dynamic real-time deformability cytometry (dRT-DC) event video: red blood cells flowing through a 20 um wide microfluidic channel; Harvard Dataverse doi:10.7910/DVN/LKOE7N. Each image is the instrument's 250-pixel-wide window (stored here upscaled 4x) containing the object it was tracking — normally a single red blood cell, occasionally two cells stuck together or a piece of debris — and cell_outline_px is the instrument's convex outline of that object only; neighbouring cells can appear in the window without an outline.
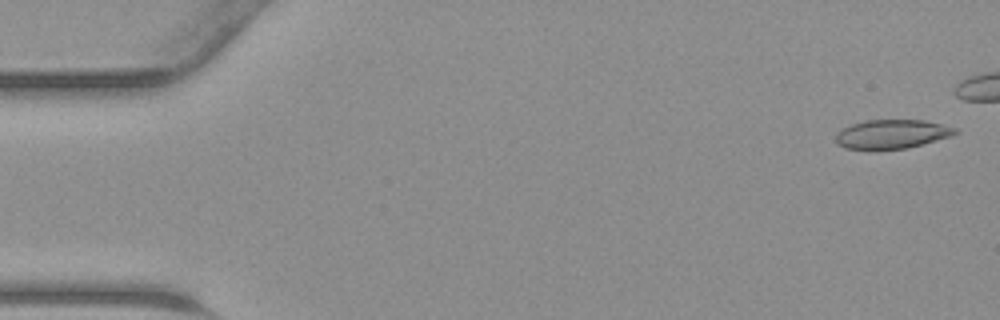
{"species": "common noctule bat (a hibernating species)", "species_latin": "Nyctalus noctula", "temperature_condition": "warm", "stored_images_in_passage": 36, "camera_frame_rate_fps": 3000, "um_per_image_px": 0.085, "animal": {"sex": "male", "body_mass_g": 23.1, "forearm_length_mm": 52.7}, "frame": {"image": 1, "passage_image": 1, "time_ms": 0.0, "image_size_px": [1000, 320], "cell_outline_px": [[960, 132], [952, 136], [908, 148], [872, 152], [868, 152], [844, 148], [836, 144], [836, 132], [852, 124], [864, 120], [924, 120], [956, 128]], "centroid_in_image_um": [75.75, 11.44], "position_along_channel_um": 9.2, "area_um2": 20.92}}
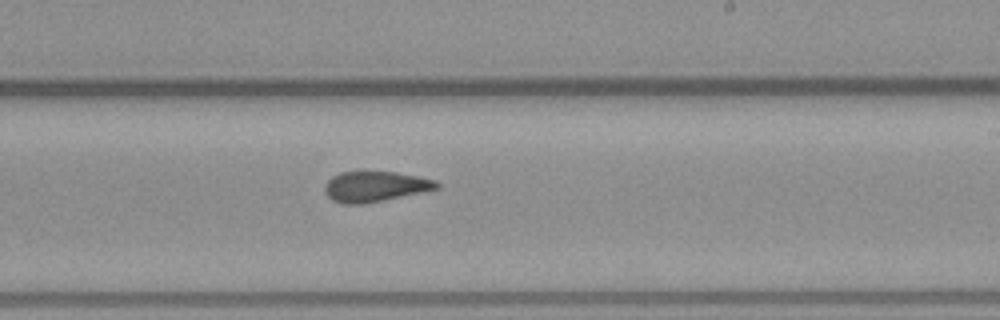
{"frame": {"image": 2, "passage_image": 26, "time_ms": 8.333, "image_size_px": [1000, 320], "cell_outline_px": [[440, 188], [364, 204], [344, 204], [332, 200], [324, 192], [324, 184], [332, 176], [340, 172], [396, 172], [436, 180], [440, 184]], "centroid_in_image_um": [31.86, 15.85], "position_along_channel_um": 257.1, "area_um2": 19.77}}
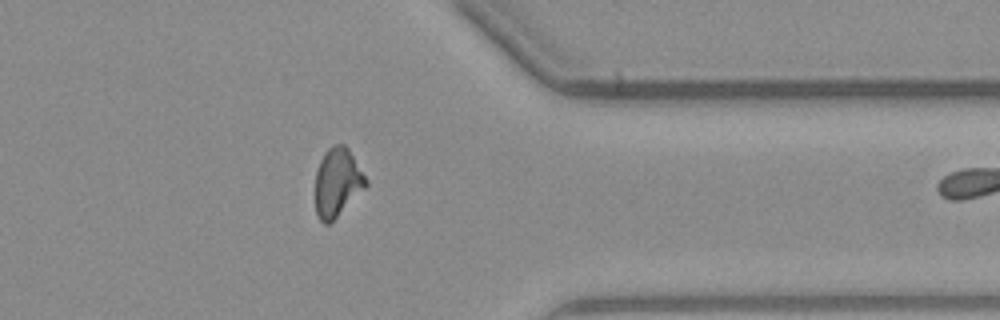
{"frame": {"image": 3, "passage_image": 35, "time_ms": 11.333, "image_size_px": [1000, 320], "cell_outline_px": [[368, 184], [328, 224], [324, 224], [320, 220], [316, 212], [316, 172], [320, 160], [324, 152], [332, 144], [344, 144], [348, 148], [368, 180]], "centroid_in_image_um": [28.66, 15.45], "position_along_channel_um": 382.7, "area_um2": 19.83}}